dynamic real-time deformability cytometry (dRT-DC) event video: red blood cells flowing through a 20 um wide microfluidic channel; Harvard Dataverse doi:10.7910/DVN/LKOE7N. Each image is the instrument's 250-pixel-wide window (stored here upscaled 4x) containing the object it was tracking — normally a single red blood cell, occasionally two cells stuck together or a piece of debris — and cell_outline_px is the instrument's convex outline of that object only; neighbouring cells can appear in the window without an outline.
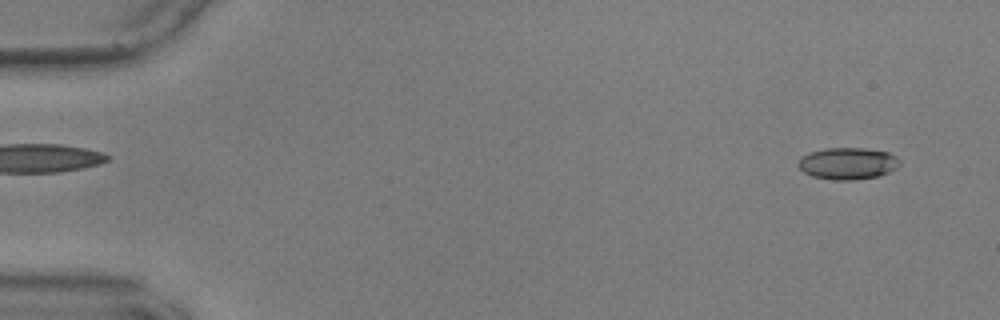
{"species": "common noctule bat (a hibernating species)", "species_latin": "Nyctalus noctula", "temperature_condition": "warm", "stored_images_in_passage": 13, "camera_frame_rate_fps": 3000, "um_per_image_px": 0.085, "animal": {"sex": "male", "body_mass_g": 17.9, "forearm_length_mm": 54.2}, "frame": {"image": 1, "passage_image": 3, "time_ms": 0.667, "image_size_px": [1000, 320], "cell_outline_px": [[900, 164], [896, 168], [880, 176], [852, 180], [832, 180], [812, 176], [804, 172], [796, 164], [800, 156], [808, 152], [824, 148], [864, 148], [888, 152], [896, 156], [900, 160]], "centroid_in_image_um": [72.03, 13.89], "position_along_channel_um": 13.0, "area_um2": 19.07}}